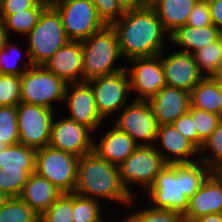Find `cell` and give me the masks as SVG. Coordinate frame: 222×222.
I'll return each instance as SVG.
<instances>
[{
	"label": "cell",
	"instance_id": "29",
	"mask_svg": "<svg viewBox=\"0 0 222 222\" xmlns=\"http://www.w3.org/2000/svg\"><path fill=\"white\" fill-rule=\"evenodd\" d=\"M193 56L204 77H211L222 66V50L218 40L195 51ZM203 71L207 74L202 73Z\"/></svg>",
	"mask_w": 222,
	"mask_h": 222
},
{
	"label": "cell",
	"instance_id": "27",
	"mask_svg": "<svg viewBox=\"0 0 222 222\" xmlns=\"http://www.w3.org/2000/svg\"><path fill=\"white\" fill-rule=\"evenodd\" d=\"M49 3V0H40L31 9L8 15L3 20L8 37L10 30L26 36L37 25L40 14Z\"/></svg>",
	"mask_w": 222,
	"mask_h": 222
},
{
	"label": "cell",
	"instance_id": "48",
	"mask_svg": "<svg viewBox=\"0 0 222 222\" xmlns=\"http://www.w3.org/2000/svg\"><path fill=\"white\" fill-rule=\"evenodd\" d=\"M9 197L0 191V206H2Z\"/></svg>",
	"mask_w": 222,
	"mask_h": 222
},
{
	"label": "cell",
	"instance_id": "11",
	"mask_svg": "<svg viewBox=\"0 0 222 222\" xmlns=\"http://www.w3.org/2000/svg\"><path fill=\"white\" fill-rule=\"evenodd\" d=\"M53 109L20 102L17 105L19 143L39 149L49 146Z\"/></svg>",
	"mask_w": 222,
	"mask_h": 222
},
{
	"label": "cell",
	"instance_id": "18",
	"mask_svg": "<svg viewBox=\"0 0 222 222\" xmlns=\"http://www.w3.org/2000/svg\"><path fill=\"white\" fill-rule=\"evenodd\" d=\"M161 53V64L166 86L191 92L204 78L191 53L177 51L167 57Z\"/></svg>",
	"mask_w": 222,
	"mask_h": 222
},
{
	"label": "cell",
	"instance_id": "17",
	"mask_svg": "<svg viewBox=\"0 0 222 222\" xmlns=\"http://www.w3.org/2000/svg\"><path fill=\"white\" fill-rule=\"evenodd\" d=\"M212 213H222V170L212 171L189 198L183 218L184 222H193Z\"/></svg>",
	"mask_w": 222,
	"mask_h": 222
},
{
	"label": "cell",
	"instance_id": "42",
	"mask_svg": "<svg viewBox=\"0 0 222 222\" xmlns=\"http://www.w3.org/2000/svg\"><path fill=\"white\" fill-rule=\"evenodd\" d=\"M212 23L222 31V0H208Z\"/></svg>",
	"mask_w": 222,
	"mask_h": 222
},
{
	"label": "cell",
	"instance_id": "34",
	"mask_svg": "<svg viewBox=\"0 0 222 222\" xmlns=\"http://www.w3.org/2000/svg\"><path fill=\"white\" fill-rule=\"evenodd\" d=\"M211 150V158L205 156L200 159L211 171L222 170V121L218 124L213 133L203 142L202 147L199 151L203 149Z\"/></svg>",
	"mask_w": 222,
	"mask_h": 222
},
{
	"label": "cell",
	"instance_id": "3",
	"mask_svg": "<svg viewBox=\"0 0 222 222\" xmlns=\"http://www.w3.org/2000/svg\"><path fill=\"white\" fill-rule=\"evenodd\" d=\"M73 193L98 201L100 197L129 205L134 199L120 181L118 166L108 163L94 151L79 158Z\"/></svg>",
	"mask_w": 222,
	"mask_h": 222
},
{
	"label": "cell",
	"instance_id": "41",
	"mask_svg": "<svg viewBox=\"0 0 222 222\" xmlns=\"http://www.w3.org/2000/svg\"><path fill=\"white\" fill-rule=\"evenodd\" d=\"M40 0H2L0 4V19L8 15L33 8Z\"/></svg>",
	"mask_w": 222,
	"mask_h": 222
},
{
	"label": "cell",
	"instance_id": "37",
	"mask_svg": "<svg viewBox=\"0 0 222 222\" xmlns=\"http://www.w3.org/2000/svg\"><path fill=\"white\" fill-rule=\"evenodd\" d=\"M96 7L97 14L106 26L116 22L125 13L117 0H91Z\"/></svg>",
	"mask_w": 222,
	"mask_h": 222
},
{
	"label": "cell",
	"instance_id": "4",
	"mask_svg": "<svg viewBox=\"0 0 222 222\" xmlns=\"http://www.w3.org/2000/svg\"><path fill=\"white\" fill-rule=\"evenodd\" d=\"M81 42L83 81L110 75L126 68L122 65L114 66L121 57L116 33L111 26H105Z\"/></svg>",
	"mask_w": 222,
	"mask_h": 222
},
{
	"label": "cell",
	"instance_id": "21",
	"mask_svg": "<svg viewBox=\"0 0 222 222\" xmlns=\"http://www.w3.org/2000/svg\"><path fill=\"white\" fill-rule=\"evenodd\" d=\"M98 144H93V151L108 163L119 166L138 147L135 141L115 125Z\"/></svg>",
	"mask_w": 222,
	"mask_h": 222
},
{
	"label": "cell",
	"instance_id": "1",
	"mask_svg": "<svg viewBox=\"0 0 222 222\" xmlns=\"http://www.w3.org/2000/svg\"><path fill=\"white\" fill-rule=\"evenodd\" d=\"M110 26L116 33L121 56L128 60L158 56L164 50L167 32L150 4L126 11Z\"/></svg>",
	"mask_w": 222,
	"mask_h": 222
},
{
	"label": "cell",
	"instance_id": "28",
	"mask_svg": "<svg viewBox=\"0 0 222 222\" xmlns=\"http://www.w3.org/2000/svg\"><path fill=\"white\" fill-rule=\"evenodd\" d=\"M0 222H39V215L20 197H9L0 206Z\"/></svg>",
	"mask_w": 222,
	"mask_h": 222
},
{
	"label": "cell",
	"instance_id": "40",
	"mask_svg": "<svg viewBox=\"0 0 222 222\" xmlns=\"http://www.w3.org/2000/svg\"><path fill=\"white\" fill-rule=\"evenodd\" d=\"M213 24L208 0H198L190 12L186 25L191 27H203Z\"/></svg>",
	"mask_w": 222,
	"mask_h": 222
},
{
	"label": "cell",
	"instance_id": "14",
	"mask_svg": "<svg viewBox=\"0 0 222 222\" xmlns=\"http://www.w3.org/2000/svg\"><path fill=\"white\" fill-rule=\"evenodd\" d=\"M54 119L53 117L49 142L51 148L79 158L93 151L94 141L89 128L67 117L58 121Z\"/></svg>",
	"mask_w": 222,
	"mask_h": 222
},
{
	"label": "cell",
	"instance_id": "47",
	"mask_svg": "<svg viewBox=\"0 0 222 222\" xmlns=\"http://www.w3.org/2000/svg\"><path fill=\"white\" fill-rule=\"evenodd\" d=\"M219 116L222 119V88H220V98H219Z\"/></svg>",
	"mask_w": 222,
	"mask_h": 222
},
{
	"label": "cell",
	"instance_id": "39",
	"mask_svg": "<svg viewBox=\"0 0 222 222\" xmlns=\"http://www.w3.org/2000/svg\"><path fill=\"white\" fill-rule=\"evenodd\" d=\"M172 125L200 150L203 142L198 138L197 130L189 111L178 117Z\"/></svg>",
	"mask_w": 222,
	"mask_h": 222
},
{
	"label": "cell",
	"instance_id": "5",
	"mask_svg": "<svg viewBox=\"0 0 222 222\" xmlns=\"http://www.w3.org/2000/svg\"><path fill=\"white\" fill-rule=\"evenodd\" d=\"M29 41L28 58L32 65H43L70 40L63 29L58 11L49 3L37 25L26 35Z\"/></svg>",
	"mask_w": 222,
	"mask_h": 222
},
{
	"label": "cell",
	"instance_id": "23",
	"mask_svg": "<svg viewBox=\"0 0 222 222\" xmlns=\"http://www.w3.org/2000/svg\"><path fill=\"white\" fill-rule=\"evenodd\" d=\"M197 2L198 0H151L150 5L156 11L169 37L179 27L186 25Z\"/></svg>",
	"mask_w": 222,
	"mask_h": 222
},
{
	"label": "cell",
	"instance_id": "6",
	"mask_svg": "<svg viewBox=\"0 0 222 222\" xmlns=\"http://www.w3.org/2000/svg\"><path fill=\"white\" fill-rule=\"evenodd\" d=\"M150 146H138L134 152L119 166L120 181L126 191L133 197L129 184L138 183L146 191L154 184L157 175L170 164V156ZM167 155V156H166ZM129 182V183H128Z\"/></svg>",
	"mask_w": 222,
	"mask_h": 222
},
{
	"label": "cell",
	"instance_id": "13",
	"mask_svg": "<svg viewBox=\"0 0 222 222\" xmlns=\"http://www.w3.org/2000/svg\"><path fill=\"white\" fill-rule=\"evenodd\" d=\"M121 113L114 125L127 133L138 146H150L151 141H156L159 125L148 101L134 100L125 105Z\"/></svg>",
	"mask_w": 222,
	"mask_h": 222
},
{
	"label": "cell",
	"instance_id": "46",
	"mask_svg": "<svg viewBox=\"0 0 222 222\" xmlns=\"http://www.w3.org/2000/svg\"><path fill=\"white\" fill-rule=\"evenodd\" d=\"M211 77L222 88V66Z\"/></svg>",
	"mask_w": 222,
	"mask_h": 222
},
{
	"label": "cell",
	"instance_id": "25",
	"mask_svg": "<svg viewBox=\"0 0 222 222\" xmlns=\"http://www.w3.org/2000/svg\"><path fill=\"white\" fill-rule=\"evenodd\" d=\"M220 30L214 25L203 27H191L184 25L179 27L169 36L171 43L182 46L181 52L193 54L202 47L218 40Z\"/></svg>",
	"mask_w": 222,
	"mask_h": 222
},
{
	"label": "cell",
	"instance_id": "30",
	"mask_svg": "<svg viewBox=\"0 0 222 222\" xmlns=\"http://www.w3.org/2000/svg\"><path fill=\"white\" fill-rule=\"evenodd\" d=\"M99 202L73 193V222H102Z\"/></svg>",
	"mask_w": 222,
	"mask_h": 222
},
{
	"label": "cell",
	"instance_id": "8",
	"mask_svg": "<svg viewBox=\"0 0 222 222\" xmlns=\"http://www.w3.org/2000/svg\"><path fill=\"white\" fill-rule=\"evenodd\" d=\"M50 4L58 11L70 41L87 39L106 26L91 0H51Z\"/></svg>",
	"mask_w": 222,
	"mask_h": 222
},
{
	"label": "cell",
	"instance_id": "38",
	"mask_svg": "<svg viewBox=\"0 0 222 222\" xmlns=\"http://www.w3.org/2000/svg\"><path fill=\"white\" fill-rule=\"evenodd\" d=\"M9 49L12 51L15 50L17 52L16 59L19 61L18 58H20V54H19L20 51L17 49L15 45L11 44V42H9V39H8L5 45L0 50V74H11V75L21 76L27 69H29L32 66V63L28 59L27 64L25 65L26 67L24 69L17 67V64L15 62H14L15 64L14 63L9 64L8 63L9 53H7L8 52L7 50Z\"/></svg>",
	"mask_w": 222,
	"mask_h": 222
},
{
	"label": "cell",
	"instance_id": "50",
	"mask_svg": "<svg viewBox=\"0 0 222 222\" xmlns=\"http://www.w3.org/2000/svg\"><path fill=\"white\" fill-rule=\"evenodd\" d=\"M6 147L7 145L3 141H0V152L3 151Z\"/></svg>",
	"mask_w": 222,
	"mask_h": 222
},
{
	"label": "cell",
	"instance_id": "43",
	"mask_svg": "<svg viewBox=\"0 0 222 222\" xmlns=\"http://www.w3.org/2000/svg\"><path fill=\"white\" fill-rule=\"evenodd\" d=\"M117 2L124 12L137 10L150 4L149 0H117Z\"/></svg>",
	"mask_w": 222,
	"mask_h": 222
},
{
	"label": "cell",
	"instance_id": "35",
	"mask_svg": "<svg viewBox=\"0 0 222 222\" xmlns=\"http://www.w3.org/2000/svg\"><path fill=\"white\" fill-rule=\"evenodd\" d=\"M21 102V76L0 74V106H17Z\"/></svg>",
	"mask_w": 222,
	"mask_h": 222
},
{
	"label": "cell",
	"instance_id": "20",
	"mask_svg": "<svg viewBox=\"0 0 222 222\" xmlns=\"http://www.w3.org/2000/svg\"><path fill=\"white\" fill-rule=\"evenodd\" d=\"M158 125L172 124L190 107V93L169 86H164L148 100Z\"/></svg>",
	"mask_w": 222,
	"mask_h": 222
},
{
	"label": "cell",
	"instance_id": "19",
	"mask_svg": "<svg viewBox=\"0 0 222 222\" xmlns=\"http://www.w3.org/2000/svg\"><path fill=\"white\" fill-rule=\"evenodd\" d=\"M43 66L66 84L83 81L82 47L80 41H69L58 49ZM80 78V80L78 79Z\"/></svg>",
	"mask_w": 222,
	"mask_h": 222
},
{
	"label": "cell",
	"instance_id": "32",
	"mask_svg": "<svg viewBox=\"0 0 222 222\" xmlns=\"http://www.w3.org/2000/svg\"><path fill=\"white\" fill-rule=\"evenodd\" d=\"M17 106H0V141L7 146L19 143Z\"/></svg>",
	"mask_w": 222,
	"mask_h": 222
},
{
	"label": "cell",
	"instance_id": "15",
	"mask_svg": "<svg viewBox=\"0 0 222 222\" xmlns=\"http://www.w3.org/2000/svg\"><path fill=\"white\" fill-rule=\"evenodd\" d=\"M130 61L133 64L130 70L127 67L130 87L139 95L134 100L148 101L166 86L161 53L158 56L134 58Z\"/></svg>",
	"mask_w": 222,
	"mask_h": 222
},
{
	"label": "cell",
	"instance_id": "2",
	"mask_svg": "<svg viewBox=\"0 0 222 222\" xmlns=\"http://www.w3.org/2000/svg\"><path fill=\"white\" fill-rule=\"evenodd\" d=\"M211 172L201 161L166 164L146 191L151 198L150 203L156 205L152 208L170 209L184 214L189 198Z\"/></svg>",
	"mask_w": 222,
	"mask_h": 222
},
{
	"label": "cell",
	"instance_id": "44",
	"mask_svg": "<svg viewBox=\"0 0 222 222\" xmlns=\"http://www.w3.org/2000/svg\"><path fill=\"white\" fill-rule=\"evenodd\" d=\"M193 222H222V213H212L195 219Z\"/></svg>",
	"mask_w": 222,
	"mask_h": 222
},
{
	"label": "cell",
	"instance_id": "33",
	"mask_svg": "<svg viewBox=\"0 0 222 222\" xmlns=\"http://www.w3.org/2000/svg\"><path fill=\"white\" fill-rule=\"evenodd\" d=\"M124 222H184V218L183 214L178 211L150 206L129 215Z\"/></svg>",
	"mask_w": 222,
	"mask_h": 222
},
{
	"label": "cell",
	"instance_id": "22",
	"mask_svg": "<svg viewBox=\"0 0 222 222\" xmlns=\"http://www.w3.org/2000/svg\"><path fill=\"white\" fill-rule=\"evenodd\" d=\"M61 194L48 179L33 172L19 197L40 216Z\"/></svg>",
	"mask_w": 222,
	"mask_h": 222
},
{
	"label": "cell",
	"instance_id": "26",
	"mask_svg": "<svg viewBox=\"0 0 222 222\" xmlns=\"http://www.w3.org/2000/svg\"><path fill=\"white\" fill-rule=\"evenodd\" d=\"M220 87L212 77H204L190 92V106L219 115Z\"/></svg>",
	"mask_w": 222,
	"mask_h": 222
},
{
	"label": "cell",
	"instance_id": "7",
	"mask_svg": "<svg viewBox=\"0 0 222 222\" xmlns=\"http://www.w3.org/2000/svg\"><path fill=\"white\" fill-rule=\"evenodd\" d=\"M36 149L24 144L7 146L0 152V191L19 197L31 173L35 172Z\"/></svg>",
	"mask_w": 222,
	"mask_h": 222
},
{
	"label": "cell",
	"instance_id": "36",
	"mask_svg": "<svg viewBox=\"0 0 222 222\" xmlns=\"http://www.w3.org/2000/svg\"><path fill=\"white\" fill-rule=\"evenodd\" d=\"M194 126L197 130L198 138L204 142L222 121L218 114L207 112L195 107H189Z\"/></svg>",
	"mask_w": 222,
	"mask_h": 222
},
{
	"label": "cell",
	"instance_id": "16",
	"mask_svg": "<svg viewBox=\"0 0 222 222\" xmlns=\"http://www.w3.org/2000/svg\"><path fill=\"white\" fill-rule=\"evenodd\" d=\"M70 85L67 84L64 96V101H67V106L71 112L67 118L95 132L102 124L103 119L97 111L91 84L88 81H82Z\"/></svg>",
	"mask_w": 222,
	"mask_h": 222
},
{
	"label": "cell",
	"instance_id": "12",
	"mask_svg": "<svg viewBox=\"0 0 222 222\" xmlns=\"http://www.w3.org/2000/svg\"><path fill=\"white\" fill-rule=\"evenodd\" d=\"M88 82L94 93L97 111L103 120L114 111L125 107L131 90L127 68L110 75L92 78Z\"/></svg>",
	"mask_w": 222,
	"mask_h": 222
},
{
	"label": "cell",
	"instance_id": "24",
	"mask_svg": "<svg viewBox=\"0 0 222 222\" xmlns=\"http://www.w3.org/2000/svg\"><path fill=\"white\" fill-rule=\"evenodd\" d=\"M161 141L165 151L174 154L170 157V164L195 162L189 156L200 153L199 149L185 138L172 124L158 126L156 140Z\"/></svg>",
	"mask_w": 222,
	"mask_h": 222
},
{
	"label": "cell",
	"instance_id": "31",
	"mask_svg": "<svg viewBox=\"0 0 222 222\" xmlns=\"http://www.w3.org/2000/svg\"><path fill=\"white\" fill-rule=\"evenodd\" d=\"M73 193H62L39 216V222H73Z\"/></svg>",
	"mask_w": 222,
	"mask_h": 222
},
{
	"label": "cell",
	"instance_id": "49",
	"mask_svg": "<svg viewBox=\"0 0 222 222\" xmlns=\"http://www.w3.org/2000/svg\"><path fill=\"white\" fill-rule=\"evenodd\" d=\"M218 42H219L220 47H221V50H222V31L219 32V35H218Z\"/></svg>",
	"mask_w": 222,
	"mask_h": 222
},
{
	"label": "cell",
	"instance_id": "10",
	"mask_svg": "<svg viewBox=\"0 0 222 222\" xmlns=\"http://www.w3.org/2000/svg\"><path fill=\"white\" fill-rule=\"evenodd\" d=\"M79 157L50 146L36 149L35 172L48 179L62 193H73Z\"/></svg>",
	"mask_w": 222,
	"mask_h": 222
},
{
	"label": "cell",
	"instance_id": "45",
	"mask_svg": "<svg viewBox=\"0 0 222 222\" xmlns=\"http://www.w3.org/2000/svg\"><path fill=\"white\" fill-rule=\"evenodd\" d=\"M9 39L4 23L3 21L0 19V50L2 49V47L5 45L6 41Z\"/></svg>",
	"mask_w": 222,
	"mask_h": 222
},
{
	"label": "cell",
	"instance_id": "9",
	"mask_svg": "<svg viewBox=\"0 0 222 222\" xmlns=\"http://www.w3.org/2000/svg\"><path fill=\"white\" fill-rule=\"evenodd\" d=\"M66 86L43 65H32L21 75V102L53 109V101H64Z\"/></svg>",
	"mask_w": 222,
	"mask_h": 222
}]
</instances>
